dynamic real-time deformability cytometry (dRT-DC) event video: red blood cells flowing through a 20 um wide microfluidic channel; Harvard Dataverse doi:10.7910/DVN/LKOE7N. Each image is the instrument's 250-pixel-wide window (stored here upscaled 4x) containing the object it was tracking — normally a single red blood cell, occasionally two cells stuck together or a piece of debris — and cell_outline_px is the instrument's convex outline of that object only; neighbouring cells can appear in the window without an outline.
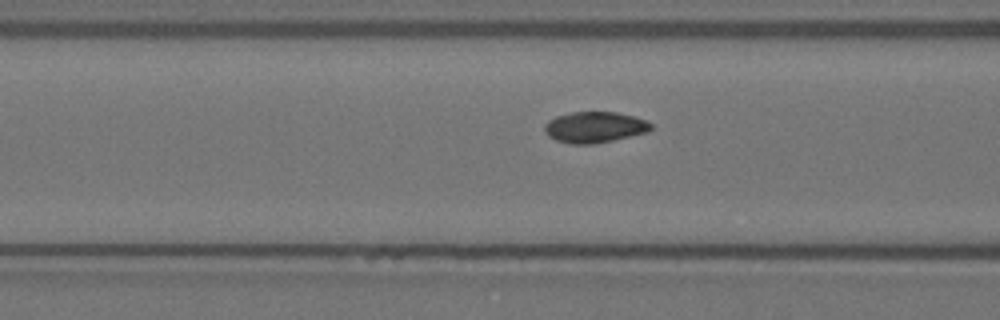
{"species": "Egyptian fruit bat (a non-hibernating species)", "species_latin": "Rousettus aegyptiacus", "temperature_condition": "warm", "stored_images_in_passage": 23, "camera_frame_rate_fps": 3000, "um_per_image_px": 0.085, "animal": {"sex": "female"}, "frame": {"image": 1, "passage_image": 3, "time_ms": 0.667, "image_size_px": [1000, 320], "cell_outline_px": [[652, 128], [648, 132], [596, 144], [568, 144], [556, 140], [548, 136], [544, 132], [544, 124], [548, 120], [556, 116], [572, 112], [616, 112], [648, 120], [652, 124]], "centroid_in_image_um": [50.53, 10.82], "position_along_channel_um": 116.1, "area_um2": 19.42}}
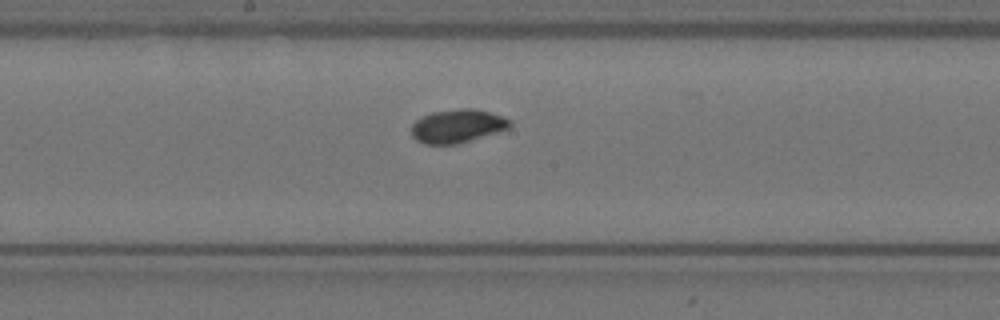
{"frame": {"image": 2, "passage_image": 11, "time_ms": 3.333, "image_size_px": [1000, 320], "cell_outline_px": [[512, 128], [500, 132], [456, 144], [424, 144], [416, 140], [412, 136], [412, 124], [416, 120], [432, 112], [456, 108], [476, 108], [504, 116], [512, 120]], "centroid_in_image_um": [38.95, 10.7], "position_along_channel_um": 209.3, "area_um2": 19.54}}
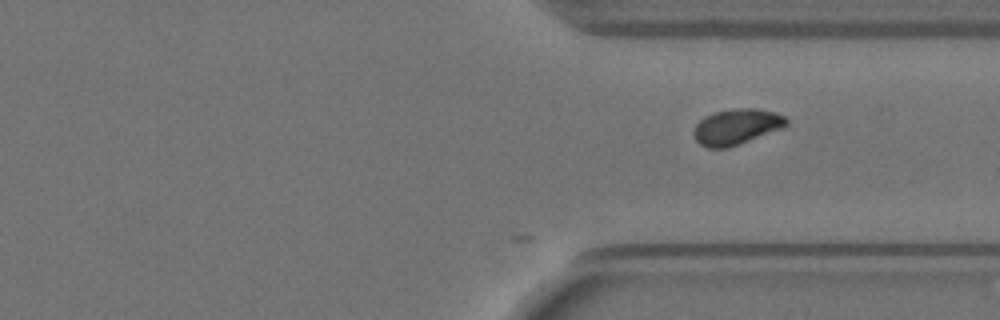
{"frame": {"image": 3, "passage_image": 23, "time_ms": 7.333, "image_size_px": [1000, 320], "cell_outline_px": [[788, 124], [784, 128], [728, 148], [708, 148], [700, 144], [696, 140], [692, 132], [696, 124], [704, 116], [716, 112], [740, 108], [756, 108], [776, 112], [784, 116], [788, 120]], "centroid_in_image_um": [62.62, 10.78], "position_along_channel_um": 348.8, "area_um2": 19.36}}